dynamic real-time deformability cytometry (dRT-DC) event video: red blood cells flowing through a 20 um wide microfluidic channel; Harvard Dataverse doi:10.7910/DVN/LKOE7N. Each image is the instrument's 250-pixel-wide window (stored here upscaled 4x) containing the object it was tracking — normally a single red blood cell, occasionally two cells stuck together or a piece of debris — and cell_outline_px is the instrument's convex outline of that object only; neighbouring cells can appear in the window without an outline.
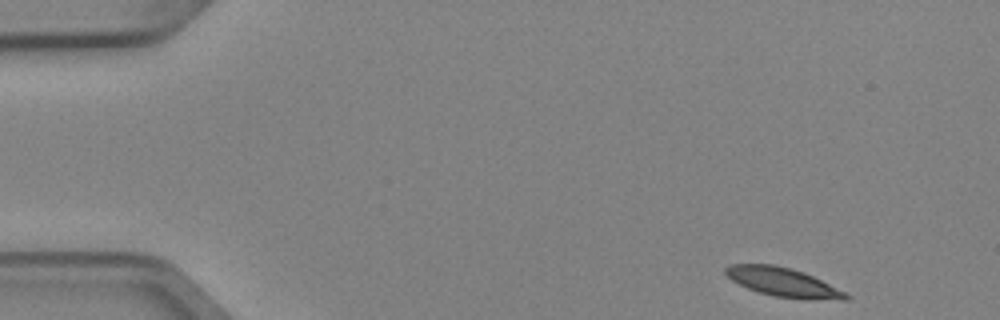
{"species": "Egyptian fruit bat (a non-hibernating species)", "species_latin": "Rousettus aegyptiacus", "temperature_condition": "cold", "stored_images_in_passage": 8, "camera_frame_rate_fps": 3000, "um_per_image_px": 0.085, "animal": {"sex": "female"}, "frame": {"image": 1, "passage_image": 1, "time_ms": 0.0, "image_size_px": [1000, 320], "cell_outline_px": [[848, 300], [840, 300], [772, 296], [748, 288], [732, 280], [724, 272], [724, 268], [728, 264], [772, 264], [792, 268], [804, 272], [844, 292], [848, 296]], "centroid_in_image_um": [66.49, 23.95], "position_along_channel_um": 18.5, "area_um2": 19.71}}
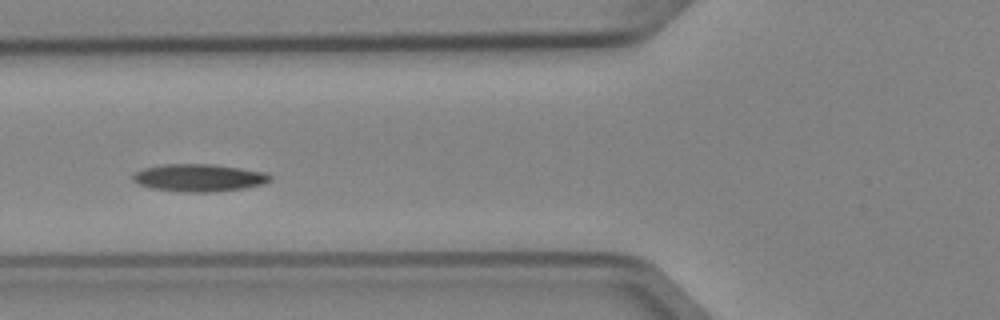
{"frame": {"image": 2, "passage_image": 5, "time_ms": 1.333, "image_size_px": [1000, 320], "cell_outline_px": [[272, 180], [264, 184], [244, 188], [212, 192], [180, 192], [152, 188], [140, 184], [132, 180], [132, 176], [136, 172], [144, 168], [164, 164], [212, 164], [240, 168], [264, 172], [272, 176]], "centroid_in_image_um": [16.93, 15.11], "position_along_channel_um": 108.9, "area_um2": 21.96}}
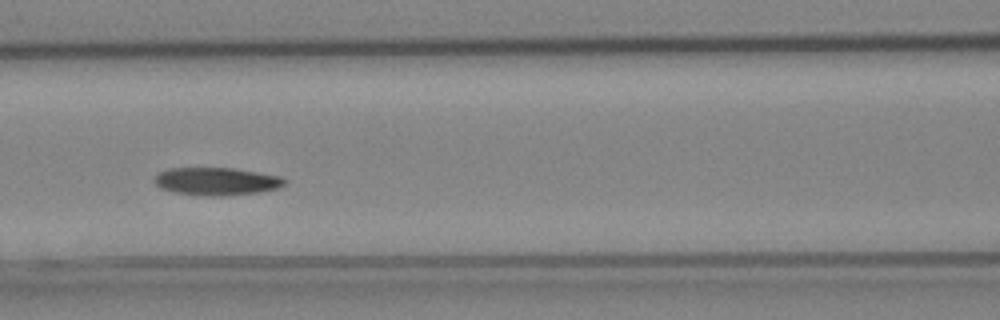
{"frame": {"image": 3, "passage_image": 6, "time_ms": 1.667, "image_size_px": [1000, 320], "cell_outline_px": [[284, 184], [280, 188], [260, 192], [228, 196], [200, 196], [176, 192], [160, 188], [152, 180], [160, 172], [168, 168], [232, 168], [280, 176], [284, 180]], "centroid_in_image_um": [18.39, 15.43], "position_along_channel_um": 148.2, "area_um2": 21.1}}